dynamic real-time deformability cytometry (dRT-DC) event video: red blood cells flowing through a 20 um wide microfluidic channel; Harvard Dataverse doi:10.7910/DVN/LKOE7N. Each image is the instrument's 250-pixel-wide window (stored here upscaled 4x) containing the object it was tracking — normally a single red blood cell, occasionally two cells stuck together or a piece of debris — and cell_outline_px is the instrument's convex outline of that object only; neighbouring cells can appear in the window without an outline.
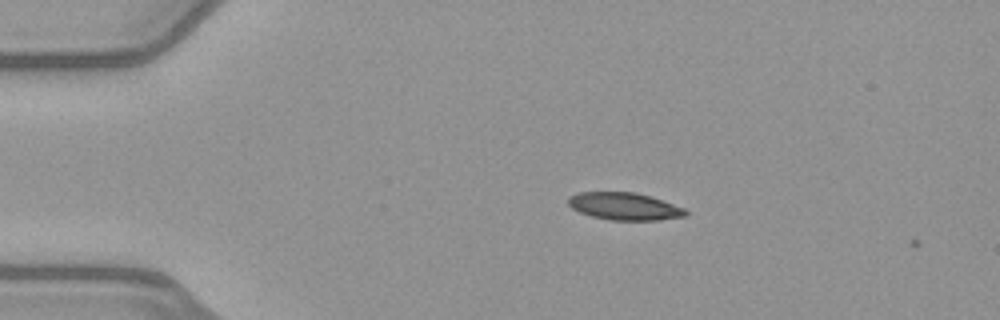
{"species": "common noctule bat (a hibernating species)", "species_latin": "Nyctalus noctula", "temperature_condition": "warm", "stored_images_in_passage": 3, "camera_frame_rate_fps": 3000, "um_per_image_px": 0.085, "animal": {"sex": "female", "body_mass_g": 21.9}, "frame": {"image": 1, "passage_image": 2, "time_ms": 0.333, "image_size_px": [1000, 320], "cell_outline_px": [[688, 216], [660, 220], [612, 220], [592, 216], [580, 212], [572, 208], [568, 204], [568, 196], [580, 192], [632, 192], [648, 196], [684, 208], [688, 212]], "centroid_in_image_um": [53.07, 17.54], "position_along_channel_um": 31.9, "area_um2": 18.55}}